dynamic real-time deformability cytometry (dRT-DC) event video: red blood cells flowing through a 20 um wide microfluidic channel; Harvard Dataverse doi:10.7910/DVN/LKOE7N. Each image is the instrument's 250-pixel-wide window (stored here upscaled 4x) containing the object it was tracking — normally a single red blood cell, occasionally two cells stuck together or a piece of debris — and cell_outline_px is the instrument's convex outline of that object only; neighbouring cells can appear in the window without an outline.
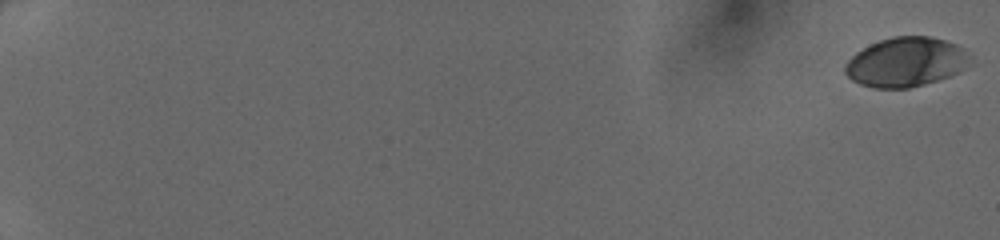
{"species": "human", "species_latin": "Homo sapiens", "temperature_condition": "cold", "stored_images_in_passage": 50, "camera_frame_rate_fps": 3000, "um_per_image_px": 0.085, "donor": {"sex": "female"}, "frame": {"image": 1, "passage_image": 1, "time_ms": 0.0, "image_size_px": [1000, 240], "cell_outline_px": [[964, 60], [960, 68], [956, 72], [948, 76], [924, 84], [908, 88], [872, 88], [860, 84], [852, 80], [844, 72], [844, 64], [856, 52], [880, 40], [892, 36], [932, 36], [956, 44], [960, 48], [964, 56]], "centroid_in_image_um": [76.85, 5.28], "position_along_channel_um": 8.1, "area_um2": 34.97}}
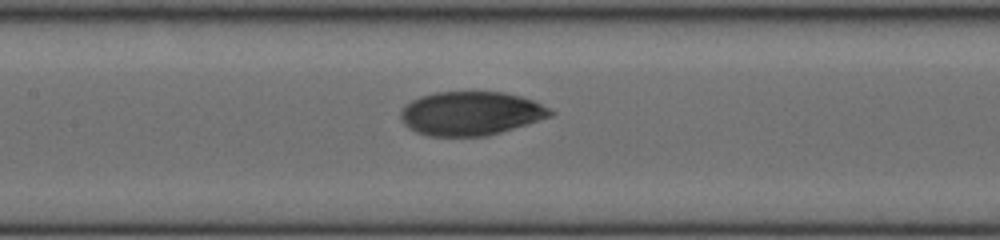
{"frame": {"image": 2, "passage_image": 28, "time_ms": 9.0, "image_size_px": [1000, 240], "cell_outline_px": [[556, 112], [552, 116], [500, 132], [484, 136], [428, 136], [416, 132], [408, 128], [400, 120], [400, 112], [412, 100], [420, 96], [436, 92], [504, 92], [520, 96], [532, 100]], "centroid_in_image_um": [39.99, 9.64], "position_along_channel_um": 167.4, "area_um2": 38.03}}
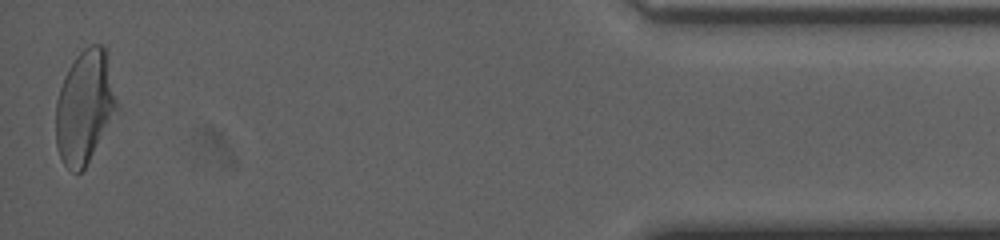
{"frame": {"image": 3, "passage_image": 50, "time_ms": 16.333, "image_size_px": [1000, 240], "cell_outline_px": [[120, 108], [84, 168], [80, 172], [72, 172], [64, 164], [56, 148], [56, 100], [64, 76], [68, 68], [76, 56], [84, 48], [92, 44], [100, 44], [108, 48]], "centroid_in_image_um": [7.25, 9.02], "position_along_channel_um": 428.0, "area_um2": 41.1}}